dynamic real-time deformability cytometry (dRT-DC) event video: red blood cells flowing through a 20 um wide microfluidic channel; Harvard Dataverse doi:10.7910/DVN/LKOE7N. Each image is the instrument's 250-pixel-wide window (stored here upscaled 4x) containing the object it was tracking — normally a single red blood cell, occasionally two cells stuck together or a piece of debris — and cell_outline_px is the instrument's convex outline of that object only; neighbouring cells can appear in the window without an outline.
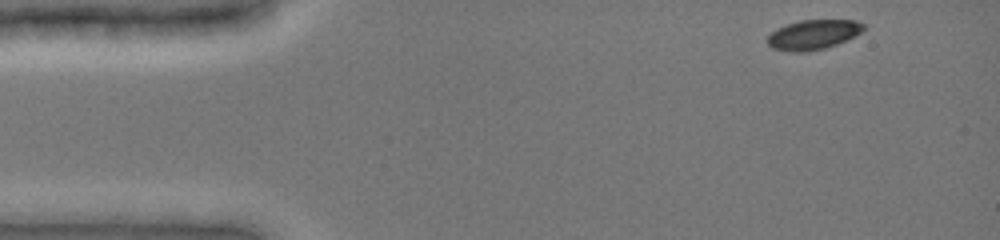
{"species": "common noctule bat (a hibernating species)", "species_latin": "Nyctalus noctula", "temperature_condition": "cold", "stored_images_in_passage": 43, "camera_frame_rate_fps": 3000, "um_per_image_px": 0.085, "animal": {"sex": "female", "body_mass_g": 19.0, "forearm_length_mm": 51.5}, "frame": {"image": 1, "passage_image": 1, "time_ms": 0.0, "image_size_px": [1000, 240], "cell_outline_px": [[864, 28], [860, 32], [836, 44], [824, 48], [804, 52], [792, 52], [772, 48], [768, 44], [768, 36], [776, 28], [784, 24], [800, 20], [856, 20], [864, 24]], "centroid_in_image_um": [69.07, 2.93], "position_along_channel_um": 15.9, "area_um2": 16.47}}
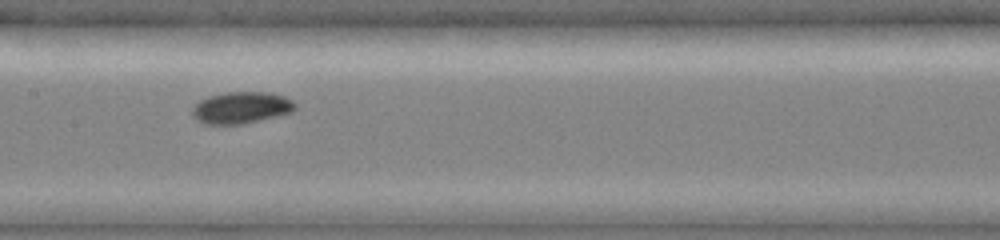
{"frame": {"image": 2, "passage_image": 21, "time_ms": 6.667, "image_size_px": [1000, 240], "cell_outline_px": [[296, 108], [292, 112], [244, 124], [204, 124], [196, 120], [192, 116], [192, 108], [200, 100], [208, 96], [224, 92], [268, 92], [284, 96], [292, 100], [296, 104]], "centroid_in_image_um": [20.49, 9.15], "position_along_channel_um": 186.9, "area_um2": 19.13}}
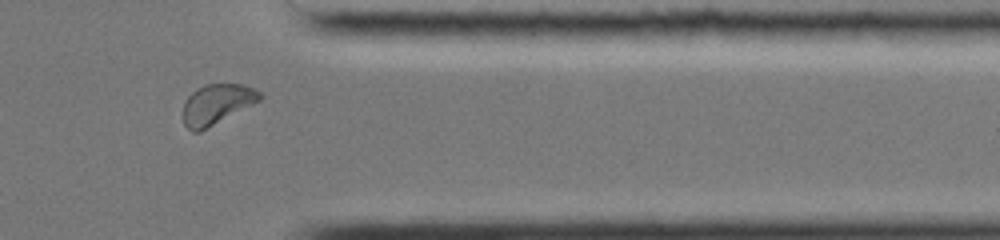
{"frame": {"image": 3, "passage_image": 37, "time_ms": 12.0, "image_size_px": [1000, 240], "cell_outline_px": [[264, 96], [260, 100], [200, 132], [192, 132], [184, 124], [184, 104], [188, 96], [192, 92], [204, 84], [240, 84], [252, 88], [260, 92]], "centroid_in_image_um": [18.42, 8.86], "position_along_channel_um": 393.0, "area_um2": 17.69}, "authors_computed_cell_mechanics": {"area_um2": 18.0914, "velocity_mm_per_s": 3.8933, "shape_relaxation_time_tau1_ms": 2.523, "shape_relaxation_time_tau2_ms": null, "deformation_change_tau1": 0.0897, "deformation_change_tau2": null}}